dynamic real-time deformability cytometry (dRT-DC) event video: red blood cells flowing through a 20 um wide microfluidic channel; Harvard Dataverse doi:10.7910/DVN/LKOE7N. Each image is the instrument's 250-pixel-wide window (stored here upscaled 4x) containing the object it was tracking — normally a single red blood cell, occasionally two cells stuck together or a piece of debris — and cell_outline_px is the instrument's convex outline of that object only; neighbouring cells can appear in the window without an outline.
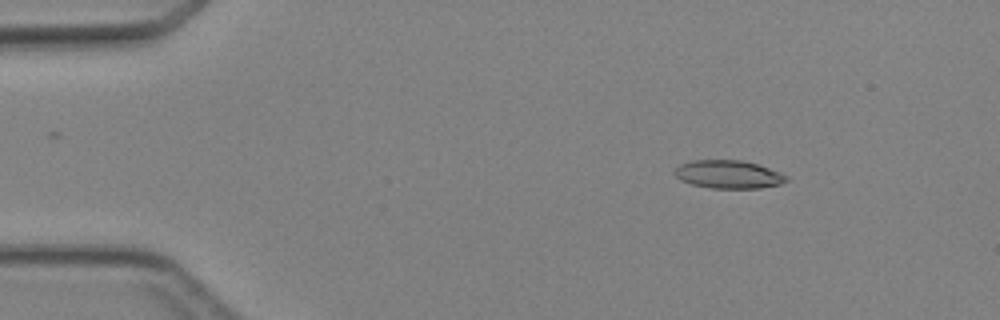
{"species": "Egyptian fruit bat (a non-hibernating species)", "species_latin": "Rousettus aegyptiacus", "temperature_condition": "cold", "stored_images_in_passage": 3, "camera_frame_rate_fps": 3000, "um_per_image_px": 0.085, "animal": {"sex": "female"}, "frame": {"image": 1, "passage_image": 1, "time_ms": 0.0, "image_size_px": [1000, 320], "cell_outline_px": [[788, 180], [780, 184], [760, 188], [712, 188], [692, 184], [680, 180], [672, 172], [680, 164], [692, 160], [740, 160], [756, 164], [780, 172], [788, 176]], "centroid_in_image_um": [61.9, 14.82], "position_along_channel_um": 23.1, "area_um2": 18.26}}
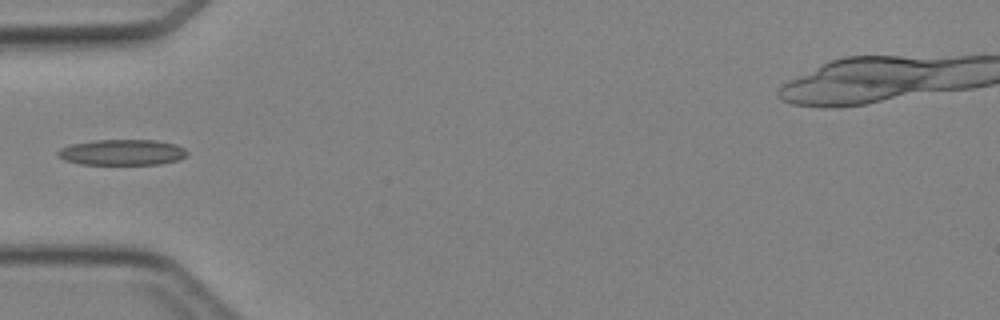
{"frame": {"image": 2, "passage_image": 3, "time_ms": 3.0, "image_size_px": [1000, 320], "cell_outline_px": [[188, 156], [180, 160], [160, 164], [80, 164], [64, 160], [56, 156], [56, 152], [60, 148], [72, 144], [96, 140], [156, 140], [176, 144], [184, 148], [188, 152]], "centroid_in_image_um": [10.4, 12.95], "position_along_channel_um": 74.6, "area_um2": 19.59}}